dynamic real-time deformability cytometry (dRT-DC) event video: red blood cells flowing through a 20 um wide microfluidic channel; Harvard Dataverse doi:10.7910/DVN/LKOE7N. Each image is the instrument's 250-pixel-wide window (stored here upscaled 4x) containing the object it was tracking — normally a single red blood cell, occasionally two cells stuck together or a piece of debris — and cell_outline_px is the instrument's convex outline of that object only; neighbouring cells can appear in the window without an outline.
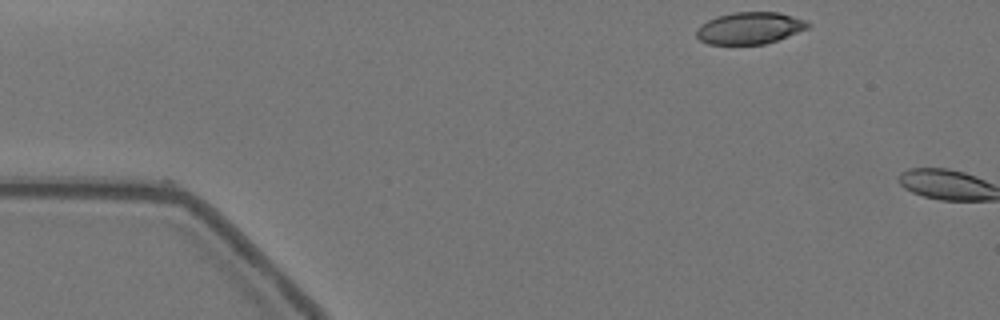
{"species": "Egyptian fruit bat (a non-hibernating species)", "species_latin": "Rousettus aegyptiacus", "temperature_condition": "warm", "stored_images_in_passage": 3, "camera_frame_rate_fps": 3000, "um_per_image_px": 0.085, "animal": {"sex": "female"}, "frame": {"image": 1, "passage_image": 1, "time_ms": 0.0, "image_size_px": [1000, 320], "cell_outline_px": [[812, 24], [808, 28], [776, 40], [764, 44], [708, 44], [700, 40], [696, 36], [696, 28], [700, 24], [716, 16], [732, 12], [780, 12], [808, 20]], "centroid_in_image_um": [63.72, 2.37], "position_along_channel_um": 21.3, "area_um2": 20.87}}